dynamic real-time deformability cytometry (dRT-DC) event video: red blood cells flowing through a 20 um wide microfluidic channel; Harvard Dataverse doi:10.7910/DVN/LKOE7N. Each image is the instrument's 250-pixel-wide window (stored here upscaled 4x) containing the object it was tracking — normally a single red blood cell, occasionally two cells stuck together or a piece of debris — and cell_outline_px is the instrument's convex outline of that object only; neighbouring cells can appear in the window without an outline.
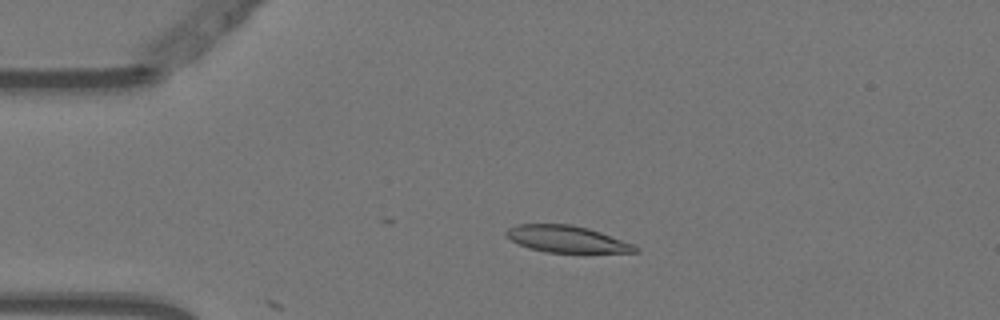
{"species": "Egyptian fruit bat (a non-hibernating species)", "species_latin": "Rousettus aegyptiacus", "temperature_condition": "warm", "stored_images_in_passage": 4, "camera_frame_rate_fps": 3000, "um_per_image_px": 0.085, "animal": {"sex": "female"}, "frame": {"image": 1, "passage_image": 3, "time_ms": 0.667, "image_size_px": [1000, 320], "cell_outline_px": [[640, 252], [544, 252], [528, 248], [512, 240], [504, 232], [508, 228], [516, 224], [572, 224], [588, 228], [636, 244], [640, 248]], "centroid_in_image_um": [48.21, 20.32], "position_along_channel_um": 36.8, "area_um2": 20.11}}